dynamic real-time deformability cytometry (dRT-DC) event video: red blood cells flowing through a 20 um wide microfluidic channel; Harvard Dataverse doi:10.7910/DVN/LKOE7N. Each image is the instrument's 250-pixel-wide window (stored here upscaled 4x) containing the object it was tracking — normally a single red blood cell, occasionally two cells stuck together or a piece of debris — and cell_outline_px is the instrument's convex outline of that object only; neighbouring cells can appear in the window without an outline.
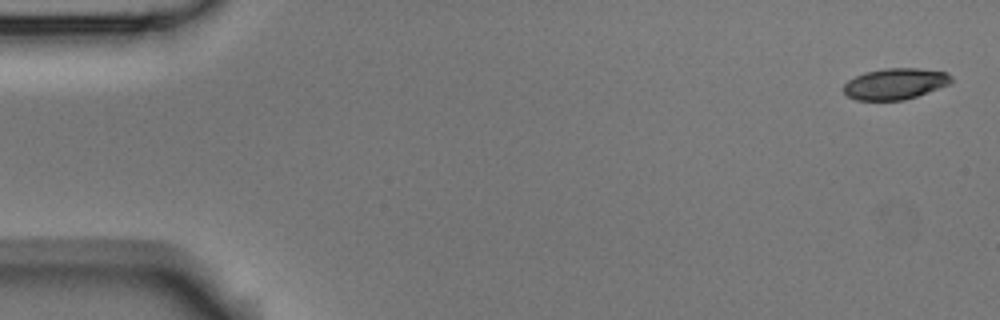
{"species": "Egyptian fruit bat (a non-hibernating species)", "species_latin": "Rousettus aegyptiacus", "temperature_condition": "room temperature", "stored_images_in_passage": 4, "camera_frame_rate_fps": 3000, "um_per_image_px": 0.085, "animal": {"sex": "male"}, "frame": {"image": 1, "passage_image": 1, "time_ms": 0.0, "image_size_px": [1000, 320], "cell_outline_px": [[952, 80], [948, 84], [916, 96], [904, 100], [856, 100], [848, 96], [844, 92], [844, 84], [848, 80], [864, 72], [884, 68], [920, 68], [944, 72], [952, 76]], "centroid_in_image_um": [76.06, 7.11], "position_along_channel_um": 8.9, "area_um2": 19.36}}